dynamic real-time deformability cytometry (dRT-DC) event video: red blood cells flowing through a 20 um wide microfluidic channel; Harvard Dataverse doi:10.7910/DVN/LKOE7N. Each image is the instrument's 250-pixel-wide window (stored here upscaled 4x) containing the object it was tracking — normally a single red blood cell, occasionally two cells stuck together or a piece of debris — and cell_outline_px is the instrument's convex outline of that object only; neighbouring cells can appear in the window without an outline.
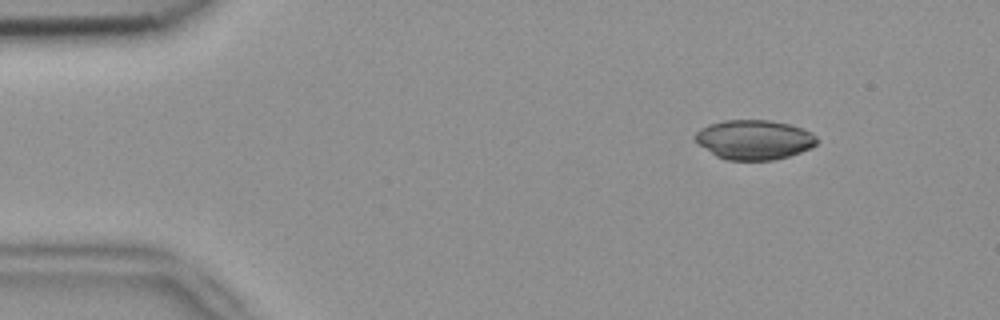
{"species": "common noctule bat (a hibernating species)", "species_latin": "Nyctalus noctula", "temperature_condition": "room temperature", "stored_images_in_passage": 2, "camera_frame_rate_fps": 3000, "um_per_image_px": 0.085, "animal": {"sex": "female", "body_mass_g": 18.4}, "frame": {"image": 1, "passage_image": 1, "time_ms": 0.0, "image_size_px": [1000, 320], "cell_outline_px": [[820, 140], [816, 144], [800, 152], [788, 156], [772, 160], [728, 160], [716, 156], [700, 144], [696, 140], [696, 132], [700, 128], [708, 124], [724, 120], [768, 120], [788, 124], [812, 132]], "centroid_in_image_um": [64.11, 11.87], "position_along_channel_um": 20.9, "area_um2": 27.86}}